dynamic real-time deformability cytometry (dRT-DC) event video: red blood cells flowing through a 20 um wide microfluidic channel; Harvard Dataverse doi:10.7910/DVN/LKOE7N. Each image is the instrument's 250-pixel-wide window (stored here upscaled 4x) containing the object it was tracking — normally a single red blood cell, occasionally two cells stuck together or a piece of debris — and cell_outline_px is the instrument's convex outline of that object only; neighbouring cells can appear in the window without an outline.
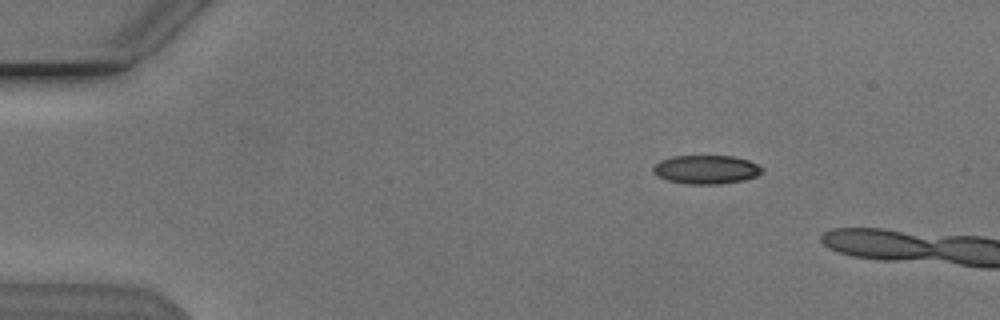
{"species": "Egyptian fruit bat (a non-hibernating species)", "species_latin": "Rousettus aegyptiacus", "temperature_condition": "cold", "stored_images_in_passage": 5, "camera_frame_rate_fps": 3000, "um_per_image_px": 0.085, "animal": {"sex": "male"}, "frame": {"image": 1, "passage_image": 2, "time_ms": 0.333, "image_size_px": [1000, 320], "cell_outline_px": [[764, 168], [756, 176], [744, 180], [720, 184], [688, 184], [668, 180], [656, 176], [652, 172], [652, 168], [660, 160], [672, 156], [732, 156], [748, 160]], "centroid_in_image_um": [59.99, 14.41], "position_along_channel_um": 25.0, "area_um2": 18.21}}